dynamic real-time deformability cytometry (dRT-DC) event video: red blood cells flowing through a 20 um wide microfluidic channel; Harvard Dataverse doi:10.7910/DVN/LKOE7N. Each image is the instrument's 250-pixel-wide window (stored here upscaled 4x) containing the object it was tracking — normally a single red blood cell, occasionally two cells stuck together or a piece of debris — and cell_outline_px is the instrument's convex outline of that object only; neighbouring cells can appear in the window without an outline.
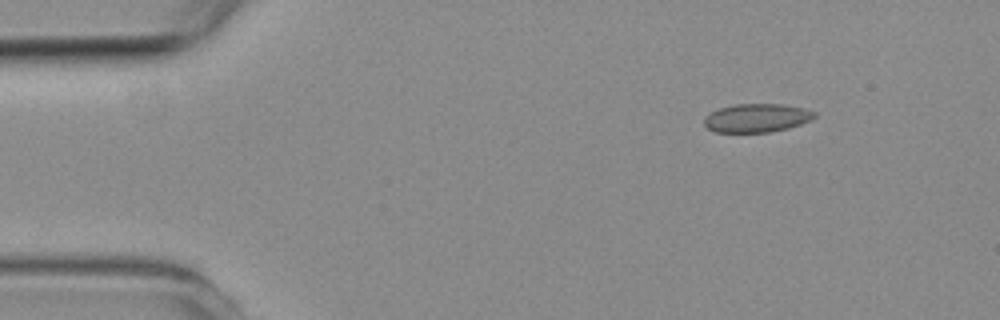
{"species": "common noctule bat (a hibernating species)", "species_latin": "Nyctalus noctula", "temperature_condition": "room temperature", "stored_images_in_passage": 4, "camera_frame_rate_fps": 3000, "um_per_image_px": 0.085, "animal": {"sex": "female", "body_mass_g": 19.3, "forearm_length_mm": 54.1}, "frame": {"image": 1, "passage_image": 1, "time_ms": 0.0, "image_size_px": [1000, 320], "cell_outline_px": [[816, 116], [812, 120], [788, 128], [772, 132], [716, 132], [708, 128], [704, 124], [704, 116], [720, 108], [736, 104], [784, 104], [804, 108], [816, 112]], "centroid_in_image_um": [64.35, 10.02], "position_along_channel_um": 20.6, "area_um2": 18.38}}
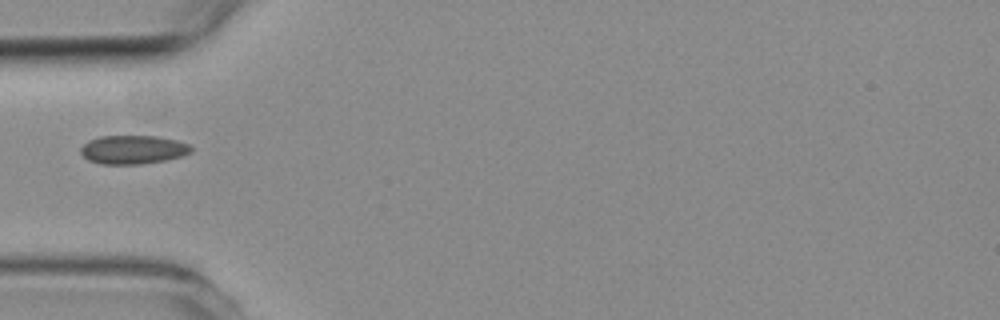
{"frame": {"image": 2, "passage_image": 4, "time_ms": 3.333, "image_size_px": [1000, 320], "cell_outline_px": [[192, 152], [180, 156], [164, 160], [140, 164], [100, 164], [88, 160], [80, 152], [80, 148], [88, 140], [100, 136], [156, 136], [176, 140], [188, 144], [192, 148]], "centroid_in_image_um": [11.27, 12.71], "position_along_channel_um": 73.7, "area_um2": 18.38}}